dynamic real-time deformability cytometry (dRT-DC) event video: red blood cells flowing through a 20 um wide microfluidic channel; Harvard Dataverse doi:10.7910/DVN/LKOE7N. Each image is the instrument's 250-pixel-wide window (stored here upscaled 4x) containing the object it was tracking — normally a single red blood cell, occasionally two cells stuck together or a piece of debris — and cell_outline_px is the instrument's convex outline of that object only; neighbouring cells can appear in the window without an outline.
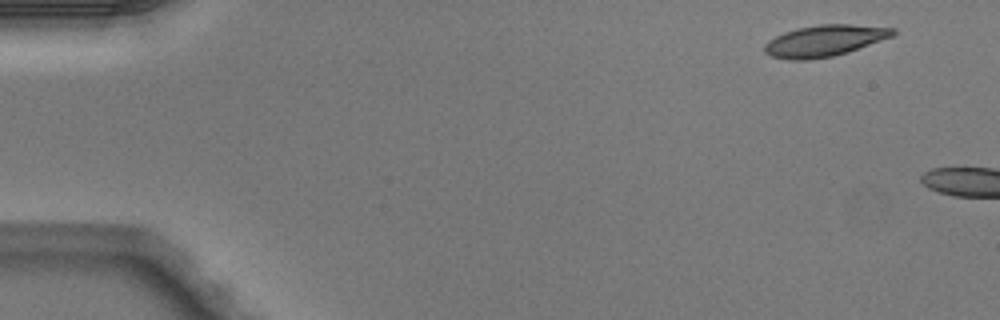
{"species": "Egyptian fruit bat (a non-hibernating species)", "species_latin": "Rousettus aegyptiacus", "temperature_condition": "warm", "stored_images_in_passage": 4, "camera_frame_rate_fps": 3000, "um_per_image_px": 0.085, "animal": {"sex": "male"}, "frame": {"image": 1, "passage_image": 1, "time_ms": 0.0, "image_size_px": [1000, 320], "cell_outline_px": [[896, 32], [892, 36], [848, 52], [832, 56], [808, 60], [792, 60], [772, 56], [764, 52], [764, 44], [768, 40], [784, 32], [796, 28], [820, 24], [852, 24], [896, 28]], "centroid_in_image_um": [70.07, 3.45], "position_along_channel_um": 14.9, "area_um2": 23.41}}
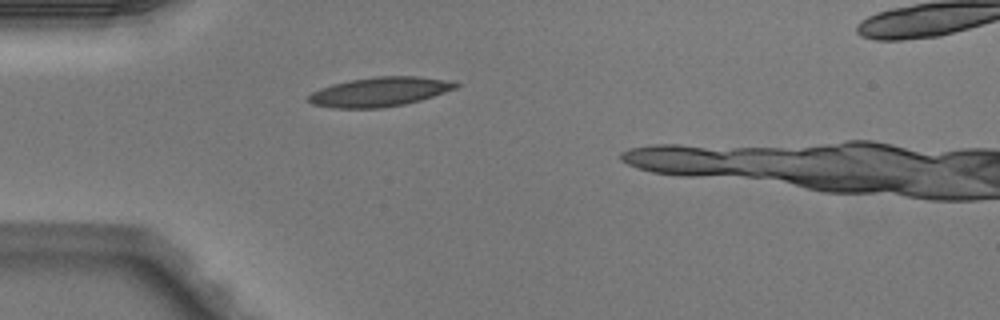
{"frame": {"image": 2, "passage_image": 4, "time_ms": 1.0, "image_size_px": [1000, 320], "cell_outline_px": [[460, 84], [456, 88], [420, 100], [404, 104], [380, 108], [332, 108], [312, 104], [308, 100], [308, 96], [312, 92], [320, 88], [332, 84], [352, 80], [376, 76], [416, 76], [444, 80]], "centroid_in_image_um": [32.22, 7.81], "position_along_channel_um": 52.8, "area_um2": 24.85}}